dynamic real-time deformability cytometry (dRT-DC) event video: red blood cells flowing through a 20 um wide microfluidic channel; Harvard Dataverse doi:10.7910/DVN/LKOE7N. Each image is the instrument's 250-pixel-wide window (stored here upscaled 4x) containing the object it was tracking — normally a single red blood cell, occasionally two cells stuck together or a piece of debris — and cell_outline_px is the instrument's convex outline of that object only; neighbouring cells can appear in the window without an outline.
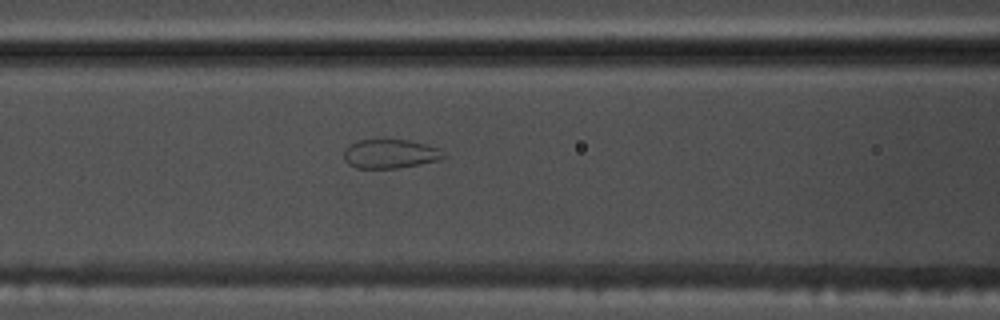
{"species": "common noctule bat (a hibernating species)", "species_latin": "Nyctalus noctula", "temperature_condition": "warm", "stored_images_in_passage": 39, "camera_frame_rate_fps": 3000, "um_per_image_px": 0.085, "animal": {"sex": "male", "body_mass_g": 17.5, "forearm_length_mm": 52.3}, "frame": {"image": 1, "passage_image": 16, "time_ms": 5.0, "image_size_px": [1000, 320], "cell_outline_px": [[448, 156], [436, 160], [420, 164], [396, 168], [356, 168], [348, 164], [344, 160], [344, 148], [348, 144], [360, 140], [408, 140], [424, 144], [436, 148]], "centroid_in_image_um": [33.1, 13.08], "position_along_channel_um": 133.5, "area_um2": 16.7}}
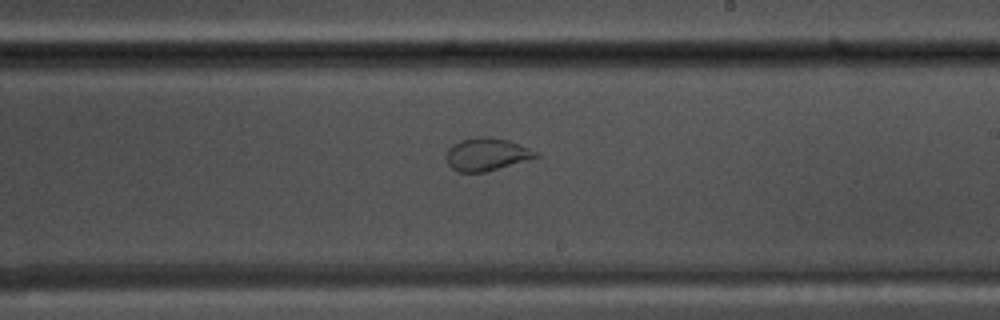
{"frame": {"image": 2, "passage_image": 25, "time_ms": 8.0, "image_size_px": [1000, 320], "cell_outline_px": [[540, 156], [484, 172], [456, 172], [448, 164], [448, 148], [452, 144], [460, 140], [480, 136], [508, 140], [528, 148], [536, 152]], "centroid_in_image_um": [41.33, 13.12], "position_along_channel_um": 247.7, "area_um2": 16.65}}
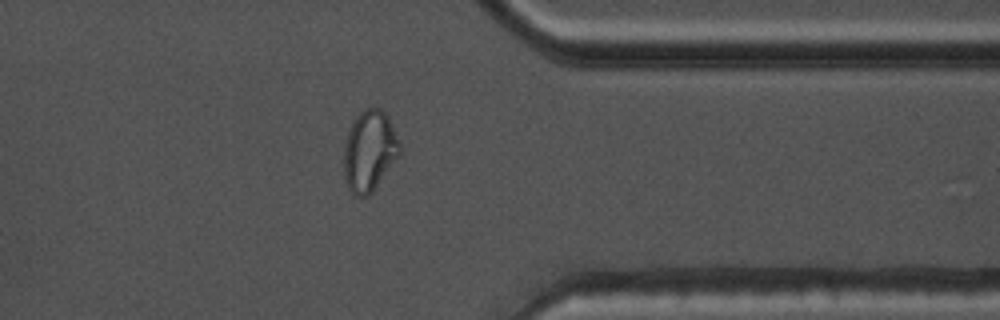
{"frame": {"image": 3, "passage_image": 36, "time_ms": 11.667, "image_size_px": [1000, 320], "cell_outline_px": [[400, 156], [372, 192], [368, 196], [356, 196], [348, 188], [344, 180], [344, 148], [348, 132], [356, 116], [364, 108], [380, 108], [388, 116], [400, 144]], "centroid_in_image_um": [31.41, 12.84], "position_along_channel_um": 380.0, "area_um2": 26.3}}